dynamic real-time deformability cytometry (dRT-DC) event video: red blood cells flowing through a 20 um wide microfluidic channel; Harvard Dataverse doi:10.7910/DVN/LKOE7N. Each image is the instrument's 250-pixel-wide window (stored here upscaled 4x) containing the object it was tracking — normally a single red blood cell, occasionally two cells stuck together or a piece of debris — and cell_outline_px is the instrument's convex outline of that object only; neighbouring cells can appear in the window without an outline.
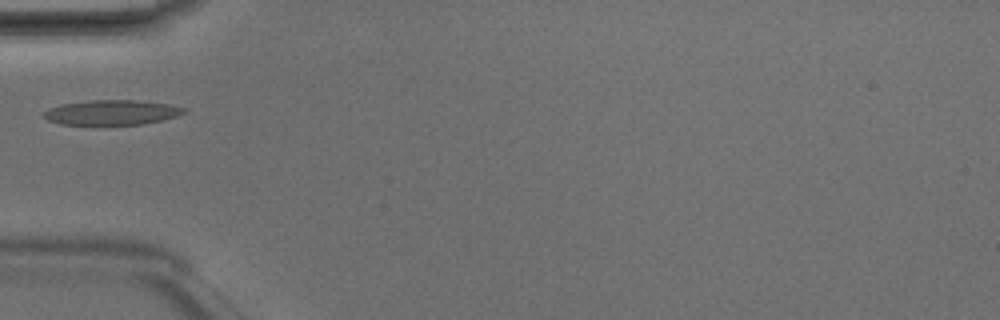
{"species": "Egyptian fruit bat (a non-hibernating species)", "species_latin": "Rousettus aegyptiacus", "temperature_condition": "room temperature", "stored_images_in_passage": 2, "camera_frame_rate_fps": 3000, "um_per_image_px": 0.085, "animal": {"sex": "male"}, "frame": {"image": 1, "passage_image": 1, "time_ms": 0.0, "image_size_px": [1000, 320], "cell_outline_px": [[188, 112], [164, 120], [144, 124], [60, 124], [48, 120], [40, 116], [48, 108], [64, 104], [92, 100], [136, 100], [168, 104], [184, 108]], "centroid_in_image_um": [9.5, 9.56], "position_along_channel_um": 75.5, "area_um2": 20.23}}